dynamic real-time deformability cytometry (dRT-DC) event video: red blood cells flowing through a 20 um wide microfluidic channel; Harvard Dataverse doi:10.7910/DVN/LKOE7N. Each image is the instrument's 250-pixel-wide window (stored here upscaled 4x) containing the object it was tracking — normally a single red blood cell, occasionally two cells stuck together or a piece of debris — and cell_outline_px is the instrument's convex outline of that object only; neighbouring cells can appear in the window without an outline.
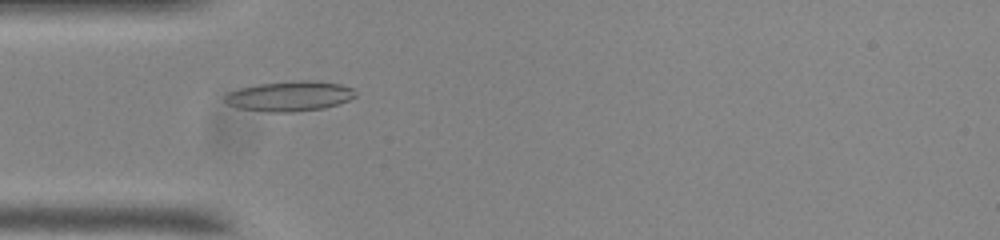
{"species": "common noctule bat (a hibernating species)", "species_latin": "Nyctalus noctula", "temperature_condition": "room temperature", "stored_images_in_passage": 54, "camera_frame_rate_fps": 3000, "um_per_image_px": 0.085, "animal": {"sex": "male", "body_mass_g": 20.0, "forearm_length_mm": 53.3}, "frame": {"image": 1, "passage_image": 16, "time_ms": 5.0, "image_size_px": [1000, 240], "cell_outline_px": [[356, 96], [348, 100], [324, 108], [292, 112], [268, 112], [240, 108], [228, 104], [224, 100], [224, 96], [228, 92], [240, 88], [256, 84], [300, 80], [316, 80], [340, 84], [352, 88]], "centroid_in_image_um": [24.6, 8.16], "position_along_channel_um": 60.4, "area_um2": 22.83}}
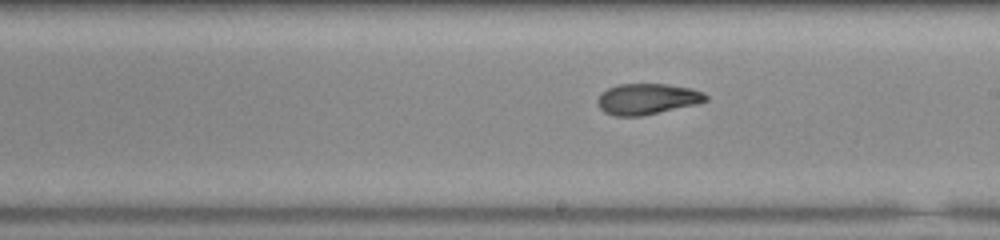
{"frame": {"image": 2, "passage_image": 30, "time_ms": 9.667, "image_size_px": [1000, 240], "cell_outline_px": [[708, 100], [696, 104], [640, 116], [616, 116], [604, 112], [600, 108], [596, 100], [600, 92], [608, 88], [620, 84], [668, 84], [692, 88], [704, 92], [708, 96]], "centroid_in_image_um": [55.0, 8.4], "position_along_channel_um": 234.0, "area_um2": 19.54}}
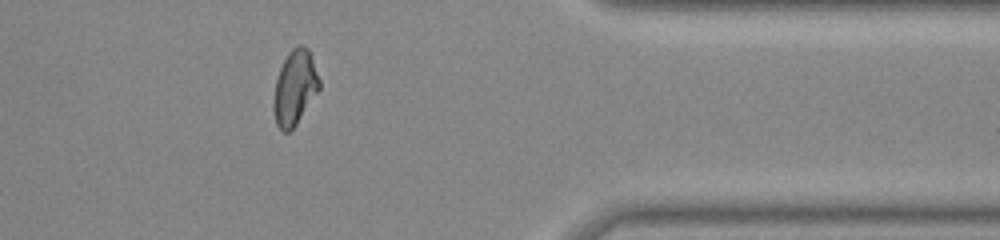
{"frame": {"image": 3, "passage_image": 44, "time_ms": 14.333, "image_size_px": [1000, 240], "cell_outline_px": [[320, 88], [292, 132], [284, 132], [276, 124], [272, 108], [272, 104], [276, 80], [280, 68], [288, 52], [296, 44], [304, 44], [308, 48], [320, 80]], "centroid_in_image_um": [25.05, 7.46], "position_along_channel_um": 386.4, "area_um2": 20.17}, "authors_computed_cell_mechanics": {"area_um2": 20.1433, "velocity_mm_per_s": 3.7346, "shape_relaxation_time_tau1_ms": null, "shape_relaxation_time_tau2_ms": 2.1254, "deformation_change_tau1": null, "deformation_change_tau2": 0.078}}